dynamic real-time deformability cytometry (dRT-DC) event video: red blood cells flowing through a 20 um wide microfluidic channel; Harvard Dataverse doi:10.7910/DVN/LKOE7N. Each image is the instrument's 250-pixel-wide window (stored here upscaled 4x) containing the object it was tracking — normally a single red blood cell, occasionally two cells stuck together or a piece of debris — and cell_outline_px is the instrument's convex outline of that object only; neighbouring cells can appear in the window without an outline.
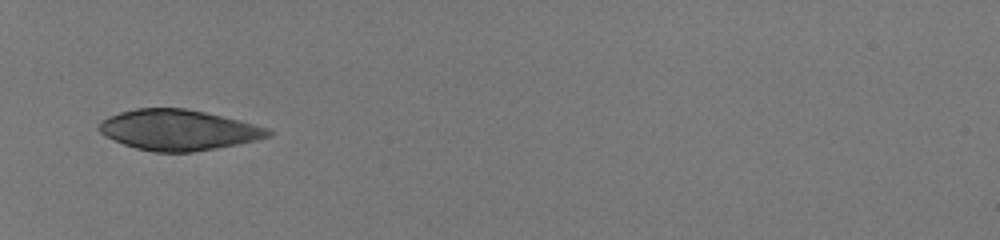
{"species": "human", "species_latin": "Homo sapiens", "temperature_condition": "room temperature", "stored_images_in_passage": 30, "camera_frame_rate_fps": 3000, "um_per_image_px": 0.085, "donor": {"sex": "male"}, "frame": {"image": 1, "passage_image": 1, "time_ms": 0.0, "image_size_px": [1000, 240], "cell_outline_px": [[272, 136], [256, 140], [216, 148], [192, 152], [152, 152], [136, 148], [124, 144], [100, 132], [96, 128], [108, 116], [120, 112], [136, 108], [184, 108], [204, 112], [268, 128], [272, 132]], "centroid_in_image_um": [15.14, 11.05], "position_along_channel_um": 69.9, "area_um2": 39.42}}
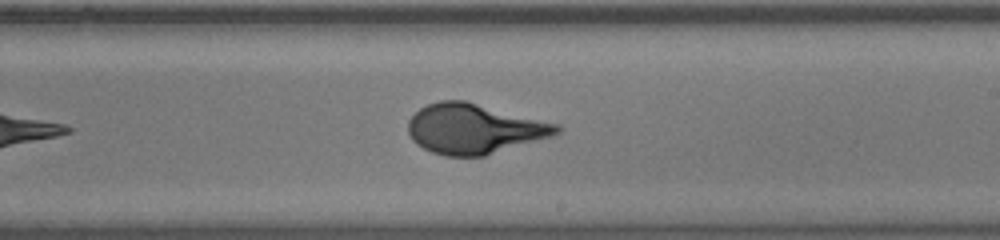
{"frame": {"image": 2, "passage_image": 15, "time_ms": 4.667, "image_size_px": [1000, 240], "cell_outline_px": [[560, 132], [552, 136], [484, 156], [444, 156], [432, 152], [416, 144], [412, 140], [408, 132], [408, 120], [420, 108], [428, 104], [440, 100], [464, 100], [560, 124]], "centroid_in_image_um": [40.3, 10.94], "position_along_channel_um": 248.7, "area_um2": 43.18}}
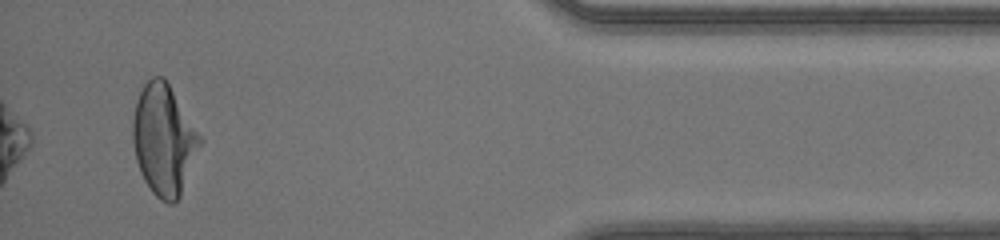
{"frame": {"image": 3, "passage_image": 30, "time_ms": 9.667, "image_size_px": [1000, 240], "cell_outline_px": [[204, 140], [180, 196], [172, 204], [168, 204], [160, 200], [152, 192], [144, 180], [140, 172], [136, 160], [132, 140], [132, 120], [136, 100], [144, 84], [152, 76], [164, 76]], "centroid_in_image_um": [13.93, 11.88], "position_along_channel_um": 421.3, "area_um2": 43.64}}